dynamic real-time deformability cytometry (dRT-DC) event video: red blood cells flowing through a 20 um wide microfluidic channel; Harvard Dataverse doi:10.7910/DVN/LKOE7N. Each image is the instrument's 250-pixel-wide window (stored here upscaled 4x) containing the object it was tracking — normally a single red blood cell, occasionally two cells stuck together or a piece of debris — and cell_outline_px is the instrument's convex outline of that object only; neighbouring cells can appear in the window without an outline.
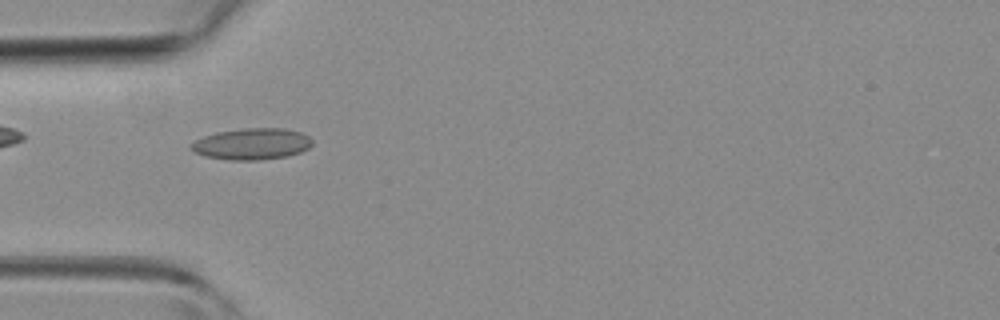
{"species": "common noctule bat (a hibernating species)", "species_latin": "Nyctalus noctula", "temperature_condition": "room temperature", "stored_images_in_passage": 34, "camera_frame_rate_fps": 3000, "um_per_image_px": 0.085, "animal": {"sex": "female", "body_mass_g": 19.3, "forearm_length_mm": 54.1}, "frame": {"image": 1, "passage_image": 3, "time_ms": 0.667, "image_size_px": [1000, 320], "cell_outline_px": [[312, 144], [308, 148], [300, 152], [288, 156], [256, 160], [228, 160], [204, 156], [188, 148], [196, 140], [204, 136], [216, 132], [244, 128], [284, 128], [300, 132], [308, 136], [312, 140]], "centroid_in_image_um": [21.4, 12.23], "position_along_channel_um": 63.6, "area_um2": 22.14}}
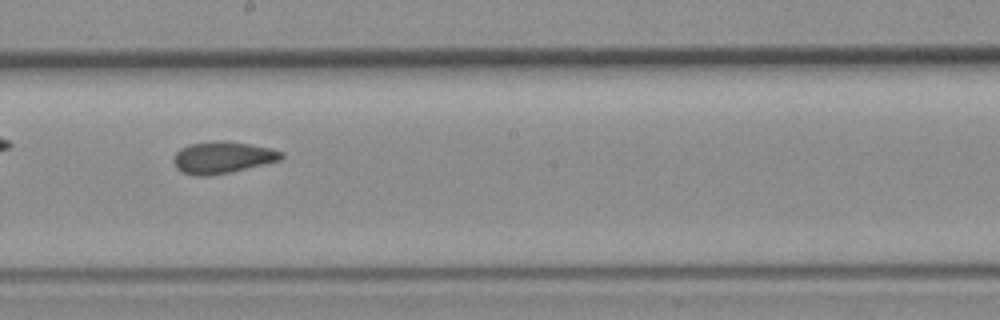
{"frame": {"image": 2, "passage_image": 14, "time_ms": 4.333, "image_size_px": [1000, 320], "cell_outline_px": [[284, 156], [280, 160], [228, 172], [208, 176], [196, 176], [184, 172], [176, 168], [172, 160], [176, 152], [180, 148], [192, 144], [216, 140], [228, 140], [268, 148], [284, 152]], "centroid_in_image_um": [18.88, 13.37], "position_along_channel_um": 229.3, "area_um2": 19.77}}
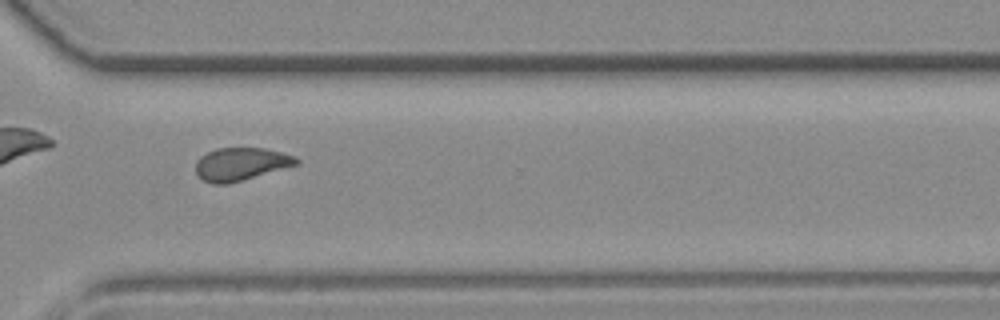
{"frame": {"image": 3, "passage_image": 22, "time_ms": 7.0, "image_size_px": [1000, 320], "cell_outline_px": [[300, 164], [244, 180], [228, 184], [212, 184], [204, 180], [196, 172], [196, 160], [200, 156], [216, 148], [264, 148], [296, 156], [300, 160]], "centroid_in_image_um": [20.5, 13.95], "position_along_channel_um": 350.1, "area_um2": 19.42}}